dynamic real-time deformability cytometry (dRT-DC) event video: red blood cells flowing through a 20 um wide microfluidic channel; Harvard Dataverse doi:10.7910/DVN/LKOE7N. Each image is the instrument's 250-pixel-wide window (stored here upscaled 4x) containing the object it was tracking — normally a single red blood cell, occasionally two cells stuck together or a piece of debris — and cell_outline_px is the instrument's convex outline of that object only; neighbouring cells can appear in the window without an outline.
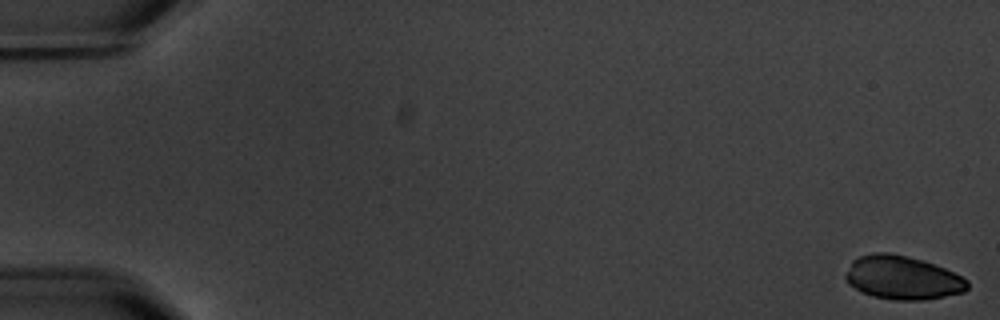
{"species": "common noctule bat (a hibernating species)", "species_latin": "Nyctalus noctula", "temperature_condition": "warm", "stored_images_in_passage": 6, "camera_frame_rate_fps": 3000, "um_per_image_px": 0.085, "animal": {"sex": "male", "body_mass_g": 20.1, "forearm_length_mm": 53.5}, "frame": {"image": 1, "passage_image": 1, "time_ms": 0.0, "image_size_px": [1000, 320], "cell_outline_px": [[968, 288], [964, 292], [924, 300], [892, 300], [872, 296], [860, 292], [848, 284], [844, 276], [852, 260], [860, 256], [872, 252], [888, 252], [920, 260], [944, 268], [968, 280]], "centroid_in_image_um": [76.66, 23.62], "position_along_channel_um": 8.3, "area_um2": 30.87}}